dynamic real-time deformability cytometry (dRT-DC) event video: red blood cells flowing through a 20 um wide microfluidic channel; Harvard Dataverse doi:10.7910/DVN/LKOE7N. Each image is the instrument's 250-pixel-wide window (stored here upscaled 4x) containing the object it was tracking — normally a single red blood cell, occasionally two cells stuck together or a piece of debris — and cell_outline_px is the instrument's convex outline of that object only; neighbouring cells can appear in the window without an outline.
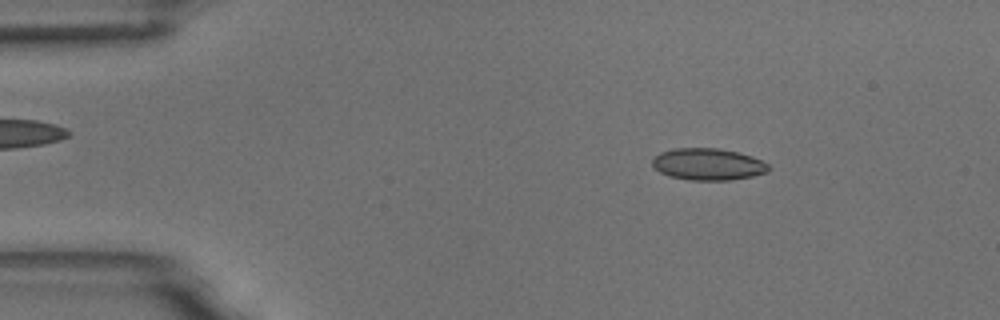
{"species": "common noctule bat (a hibernating species)", "species_latin": "Nyctalus noctula", "temperature_condition": "room temperature", "stored_images_in_passage": 50, "camera_frame_rate_fps": 3000, "um_per_image_px": 0.085, "animal": {"sex": "male", "body_mass_g": 18.8}, "frame": {"image": 1, "passage_image": 4, "time_ms": 1.0, "image_size_px": [1000, 320], "cell_outline_px": [[772, 168], [768, 172], [752, 176], [728, 180], [688, 180], [668, 176], [660, 172], [652, 164], [652, 160], [660, 152], [672, 148], [720, 148], [752, 156], [768, 164]], "centroid_in_image_um": [60.18, 13.96], "position_along_channel_um": 24.8, "area_um2": 21.62}}
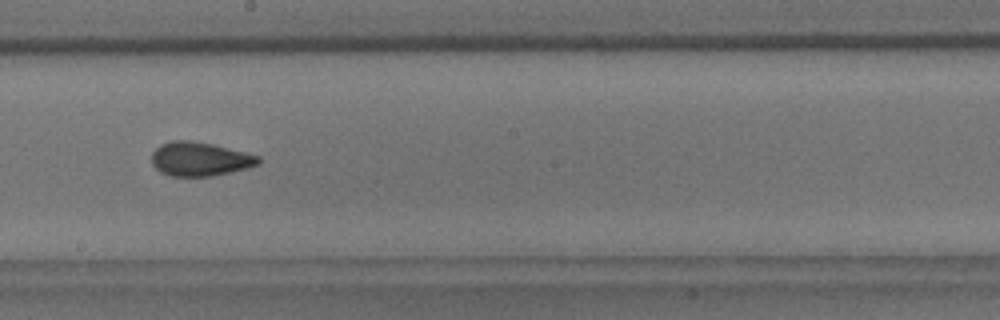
{"frame": {"image": 2, "passage_image": 26, "time_ms": 8.333, "image_size_px": [1000, 320], "cell_outline_px": [[260, 164], [248, 168], [212, 176], [168, 176], [160, 172], [152, 164], [152, 152], [160, 144], [172, 140], [192, 140], [212, 144], [260, 156]], "centroid_in_image_um": [16.97, 13.52], "position_along_channel_um": 231.2, "area_um2": 21.21}}
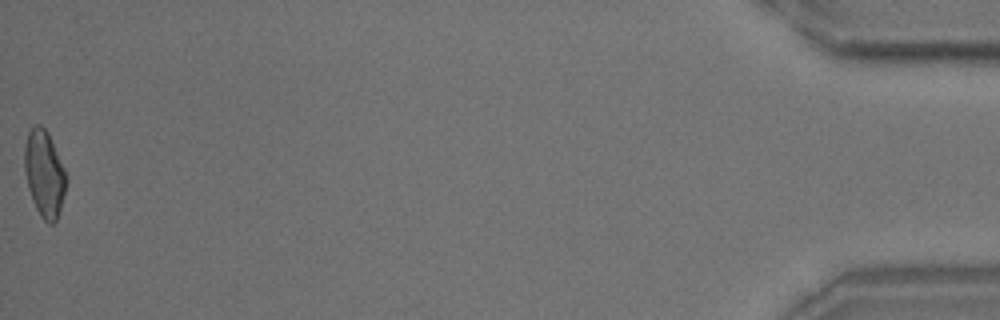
{"frame": {"image": 3, "passage_image": 50, "time_ms": 16.333, "image_size_px": [1000, 320], "cell_outline_px": [[68, 180], [60, 208], [56, 220], [52, 224], [48, 224], [40, 216], [32, 200], [28, 188], [24, 172], [24, 144], [28, 132], [36, 124], [40, 124], [48, 132], [64, 168]], "centroid_in_image_um": [3.75, 14.75], "position_along_channel_um": 431.4, "area_um2": 21.1}, "authors_computed_cell_mechanics": {"area_um2": 20.9814, "velocity_mm_per_s": 3.7316, "shape_relaxation_time_tau1_ms": 6.9025, "shape_relaxation_time_tau2_ms": 1.2963, "deformation_change_tau1": 0.1574, "deformation_change_tau2": 0.0661}}